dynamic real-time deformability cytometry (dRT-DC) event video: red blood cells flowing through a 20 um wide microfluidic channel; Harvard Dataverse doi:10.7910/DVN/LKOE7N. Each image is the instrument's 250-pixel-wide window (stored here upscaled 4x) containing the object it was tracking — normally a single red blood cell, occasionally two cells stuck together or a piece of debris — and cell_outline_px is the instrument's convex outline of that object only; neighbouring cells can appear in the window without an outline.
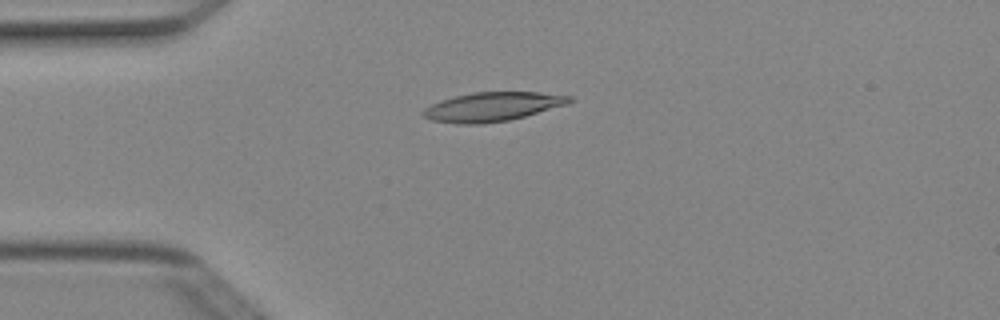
{"species": "Egyptian fruit bat (a non-hibernating species)", "species_latin": "Rousettus aegyptiacus", "temperature_condition": "cold", "stored_images_in_passage": 5, "camera_frame_rate_fps": 3000, "um_per_image_px": 0.085, "animal": {"sex": "female"}, "frame": {"image": 1, "passage_image": 4, "time_ms": 1.0, "image_size_px": [1000, 320], "cell_outline_px": [[572, 100], [568, 104], [524, 116], [508, 120], [480, 124], [460, 124], [432, 120], [424, 116], [420, 112], [424, 108], [440, 100], [472, 92], [540, 92], [572, 96]], "centroid_in_image_um": [41.84, 9.06], "position_along_channel_um": 43.2, "area_um2": 24.62}}
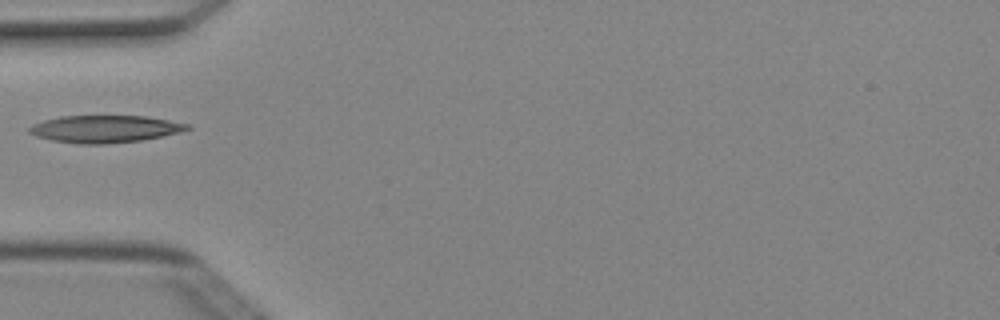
{"frame": {"image": 2, "passage_image": 5, "time_ms": 1.333, "image_size_px": [1000, 320], "cell_outline_px": [[192, 128], [180, 132], [144, 140], [104, 144], [76, 144], [52, 140], [36, 136], [28, 132], [28, 128], [32, 124], [44, 120], [60, 116], [144, 116], [168, 120], [188, 124]], "centroid_in_image_um": [8.89, 10.96], "position_along_channel_um": 76.1, "area_um2": 25.14}}